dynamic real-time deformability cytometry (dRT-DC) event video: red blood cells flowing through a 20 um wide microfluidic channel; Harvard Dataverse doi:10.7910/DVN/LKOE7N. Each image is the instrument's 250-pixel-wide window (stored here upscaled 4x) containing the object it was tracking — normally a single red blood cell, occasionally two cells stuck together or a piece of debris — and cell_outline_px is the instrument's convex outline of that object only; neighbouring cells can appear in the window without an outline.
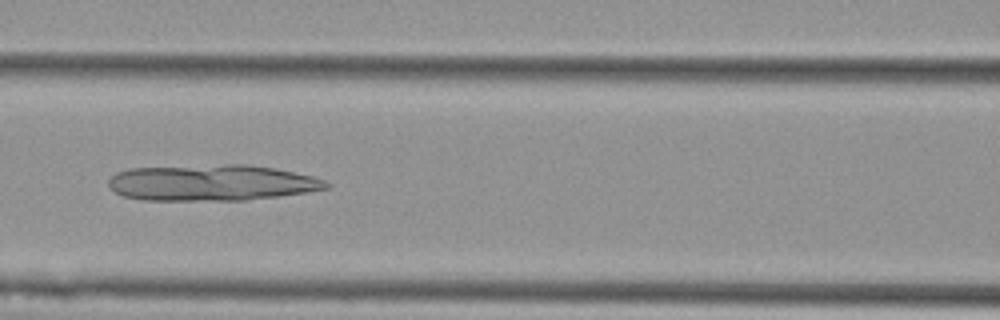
{"species": "Egyptian fruit bat (a non-hibernating species)", "species_latin": "Rousettus aegyptiacus", "temperature_condition": "cold", "stored_images_in_passage": 8, "camera_frame_rate_fps": 3000, "um_per_image_px": 0.085, "animal": {"sex": "female"}, "frame": {"image": 1, "passage_image": 7, "time_ms": 2.0, "image_size_px": [1000, 320], "cell_outline_px": [[332, 184], [328, 188], [304, 192], [276, 196], [244, 200], [140, 200], [124, 196], [116, 192], [108, 184], [108, 180], [116, 172], [128, 168], [228, 164], [244, 164], [276, 168], [312, 176], [324, 180]], "centroid_in_image_um": [17.97, 15.52], "position_along_channel_um": 148.6, "area_um2": 45.72}}
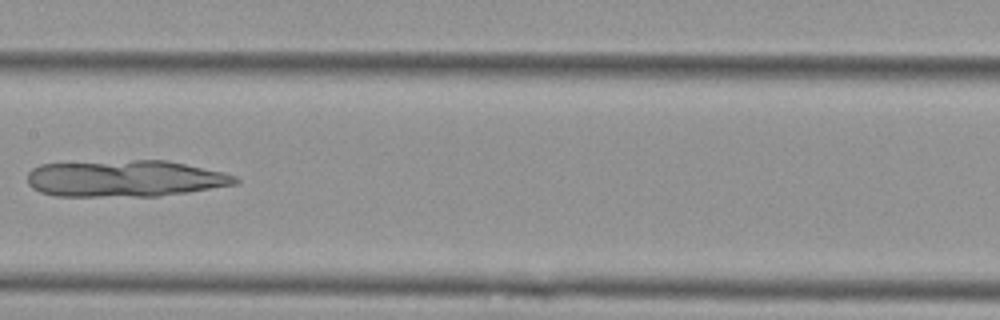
{"frame": {"image": 2, "passage_image": 8, "time_ms": 2.333, "image_size_px": [1000, 320], "cell_outline_px": [[240, 180], [236, 184], [188, 192], [160, 196], [56, 196], [40, 192], [32, 188], [28, 184], [28, 172], [32, 168], [40, 164], [132, 160], [168, 160], [224, 172], [236, 176]], "centroid_in_image_um": [10.63, 15.17], "position_along_channel_um": 196.8, "area_um2": 44.56}}